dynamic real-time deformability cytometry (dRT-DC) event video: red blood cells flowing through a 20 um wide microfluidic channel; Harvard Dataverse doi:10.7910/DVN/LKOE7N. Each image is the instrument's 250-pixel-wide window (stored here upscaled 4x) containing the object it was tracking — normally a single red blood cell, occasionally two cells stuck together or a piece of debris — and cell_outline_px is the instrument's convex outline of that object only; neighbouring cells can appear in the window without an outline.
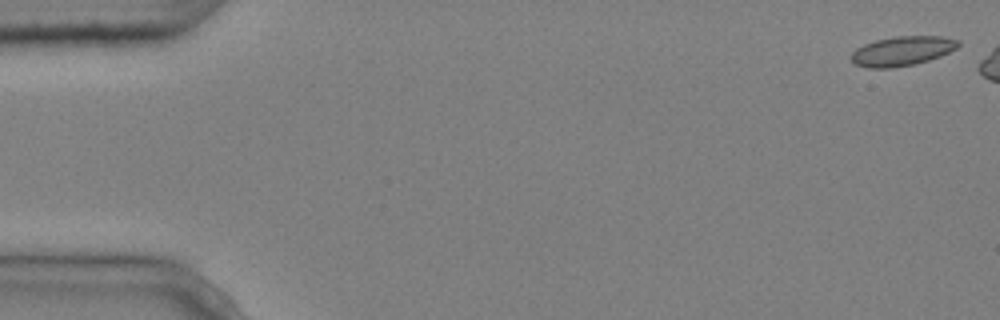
{"species": "common noctule bat (a hibernating species)", "species_latin": "Nyctalus noctula", "temperature_condition": "cold", "stored_images_in_passage": 3, "segment_of_instrument_passage": [2, 2], "camera_frame_rate_fps": 3000, "um_per_image_px": 0.085, "animal": {"sex": "male", "body_mass_g": 20.4}, "frame": {"image": 1, "passage_image": 3, "time_ms": 0.667, "image_size_px": [1000, 320], "cell_outline_px": [[960, 44], [956, 48], [940, 56], [928, 60], [912, 64], [888, 68], [868, 68], [856, 64], [848, 56], [856, 48], [864, 44], [876, 40], [896, 36], [940, 36], [960, 40]], "centroid_in_image_um": [76.66, 4.33], "position_along_channel_um": 8.3, "area_um2": 18.26}}